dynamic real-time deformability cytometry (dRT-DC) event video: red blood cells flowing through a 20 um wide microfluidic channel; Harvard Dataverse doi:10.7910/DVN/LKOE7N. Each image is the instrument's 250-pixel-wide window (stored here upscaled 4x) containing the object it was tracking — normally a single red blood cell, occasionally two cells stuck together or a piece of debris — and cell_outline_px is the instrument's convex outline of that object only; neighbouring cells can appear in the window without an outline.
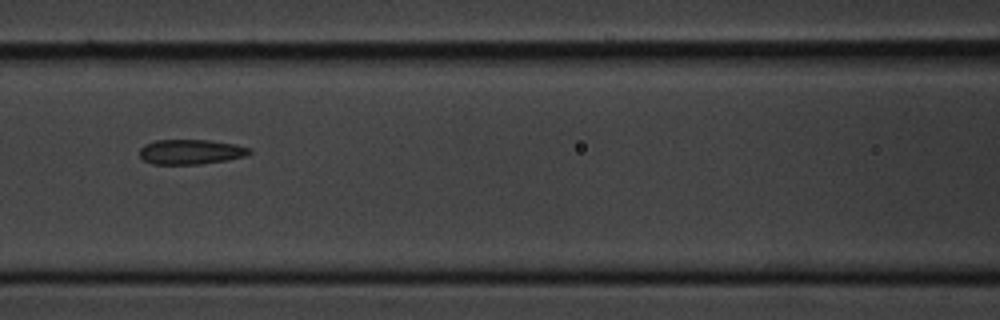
{"species": "common noctule bat (a hibernating species)", "species_latin": "Nyctalus noctula", "temperature_condition": "cold", "stored_images_in_passage": 3, "camera_frame_rate_fps": 3000, "um_per_image_px": 0.085, "animal": {"sex": "male", "body_mass_g": 20.1, "forearm_length_mm": 53.5}, "frame": {"image": 1, "passage_image": 3, "time_ms": 2.333, "image_size_px": [1000, 320], "cell_outline_px": [[252, 152], [244, 156], [228, 160], [200, 164], [152, 164], [144, 160], [140, 156], [140, 148], [144, 144], [156, 140], [208, 140], [236, 144], [252, 148]], "centroid_in_image_um": [16.23, 12.9], "position_along_channel_um": 150.4, "area_um2": 16.01}}